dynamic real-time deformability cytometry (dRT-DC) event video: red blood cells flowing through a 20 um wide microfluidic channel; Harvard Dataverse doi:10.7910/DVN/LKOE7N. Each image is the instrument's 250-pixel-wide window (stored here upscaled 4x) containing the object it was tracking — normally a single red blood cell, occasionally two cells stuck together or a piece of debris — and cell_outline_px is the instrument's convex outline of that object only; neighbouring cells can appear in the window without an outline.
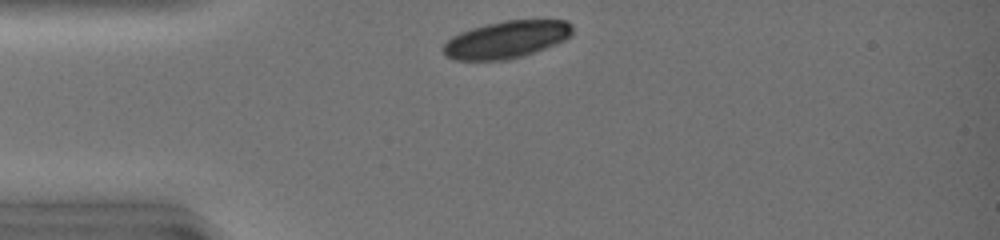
{"species": "common noctule bat (a hibernating species)", "species_latin": "Nyctalus noctula", "temperature_condition": "warm", "stored_images_in_passage": 29, "camera_frame_rate_fps": 3000, "um_per_image_px": 0.085, "animal": {"sex": "female", "body_mass_g": 19.0, "forearm_length_mm": 51.5}, "frame": {"image": 1, "passage_image": 1, "time_ms": 0.0, "image_size_px": [1000, 240], "cell_outline_px": [[572, 36], [556, 44], [508, 60], [456, 60], [448, 56], [440, 48], [452, 36], [460, 32], [472, 28], [488, 24], [508, 20], [568, 20], [572, 24]], "centroid_in_image_um": [43.06, 3.36], "position_along_channel_um": 41.9, "area_um2": 27.86}}